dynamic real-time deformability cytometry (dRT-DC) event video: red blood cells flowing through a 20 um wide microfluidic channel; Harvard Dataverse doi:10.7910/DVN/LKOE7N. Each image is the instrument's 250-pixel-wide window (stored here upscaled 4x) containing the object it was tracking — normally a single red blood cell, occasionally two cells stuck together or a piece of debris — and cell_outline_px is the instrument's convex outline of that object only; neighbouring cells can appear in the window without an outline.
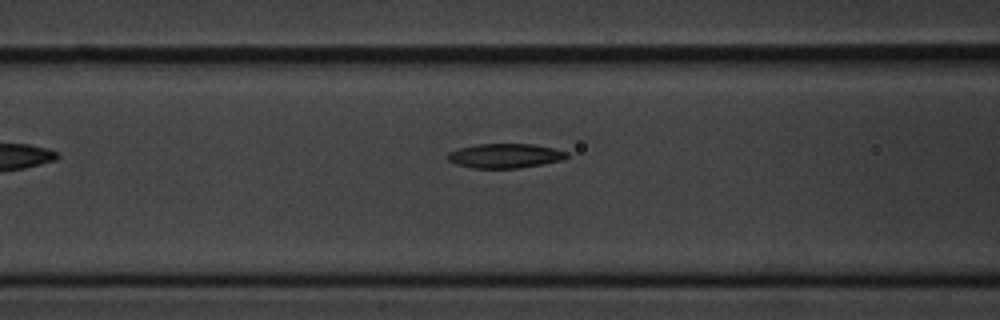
{"species": "common noctule bat (a hibernating species)", "species_latin": "Nyctalus noctula", "temperature_condition": "cold", "stored_images_in_passage": 4, "camera_frame_rate_fps": 3000, "um_per_image_px": 0.085, "animal": {"sex": "male", "body_mass_g": 20.1, "forearm_length_mm": 53.5}, "frame": {"image": 1, "passage_image": 3, "time_ms": 2.667, "image_size_px": [1000, 320], "cell_outline_px": [[568, 156], [564, 160], [520, 168], [472, 168], [456, 164], [448, 160], [448, 152], [460, 148], [476, 144], [532, 144], [552, 148], [568, 152]], "centroid_in_image_um": [42.94, 13.24], "position_along_channel_um": 123.7, "area_um2": 16.94}}